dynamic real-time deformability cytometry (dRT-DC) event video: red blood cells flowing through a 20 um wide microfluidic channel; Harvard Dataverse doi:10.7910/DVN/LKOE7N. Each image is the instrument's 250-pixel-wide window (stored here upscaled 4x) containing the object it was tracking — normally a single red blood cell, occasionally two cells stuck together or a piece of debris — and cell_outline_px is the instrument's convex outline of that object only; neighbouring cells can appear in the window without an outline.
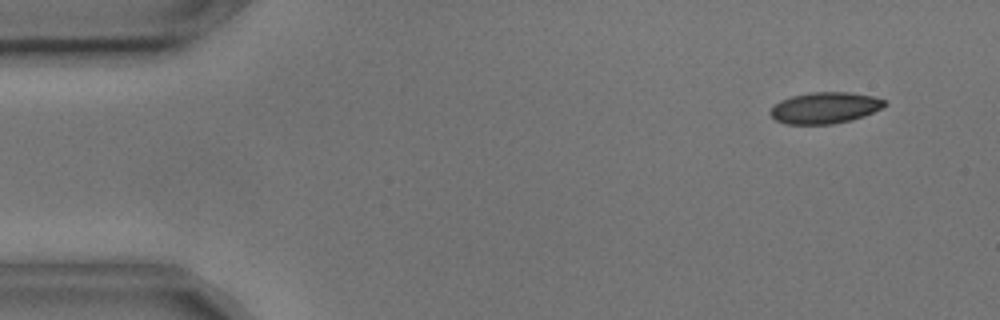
{"species": "common noctule bat (a hibernating species)", "species_latin": "Nyctalus noctula", "temperature_condition": "cold", "stored_images_in_passage": 53, "segment_of_instrument_passage": [1, 2], "camera_frame_rate_fps": 3000, "um_per_image_px": 0.085, "animal": {"sex": "male", "body_mass_g": 17.9, "forearm_length_mm": 54.2}, "frame": {"image": 1, "passage_image": 2, "time_ms": 0.333, "image_size_px": [1000, 320], "cell_outline_px": [[888, 104], [864, 116], [852, 120], [832, 124], [784, 124], [776, 120], [768, 112], [780, 100], [792, 96], [812, 92], [848, 92], [872, 96], [888, 100]], "centroid_in_image_um": [70.13, 9.17], "position_along_channel_um": 14.9, "area_um2": 20.87}}
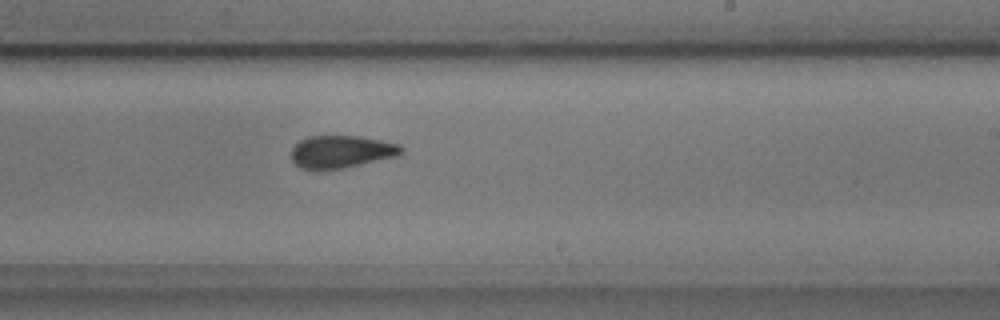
{"frame": {"image": 2, "passage_image": 30, "time_ms": 9.667, "image_size_px": [1000, 320], "cell_outline_px": [[404, 152], [396, 156], [344, 168], [320, 172], [300, 168], [292, 160], [292, 148], [300, 140], [308, 136], [360, 136], [400, 144], [404, 148]], "centroid_in_image_um": [28.99, 12.92], "position_along_channel_um": 260.0, "area_um2": 21.21}}
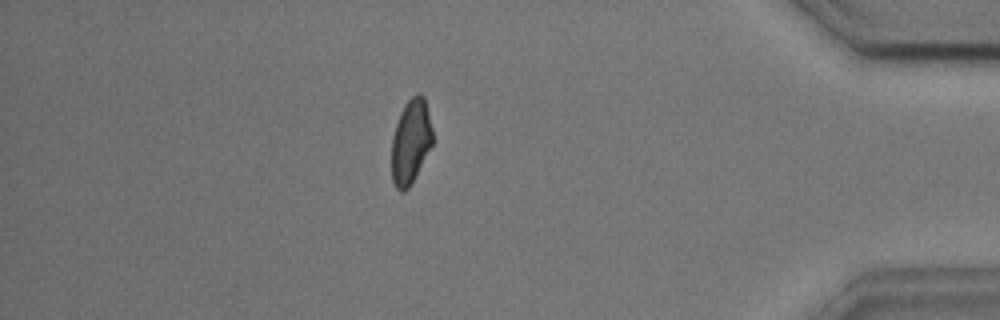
{"frame": {"image": 3, "passage_image": 45, "time_ms": 14.667, "image_size_px": [1000, 320], "cell_outline_px": [[432, 144], [408, 188], [404, 192], [400, 192], [396, 188], [392, 180], [392, 136], [400, 112], [404, 104], [416, 92], [420, 92], [424, 96], [432, 128]], "centroid_in_image_um": [34.9, 11.99], "position_along_channel_um": 400.3, "area_um2": 20.0}}